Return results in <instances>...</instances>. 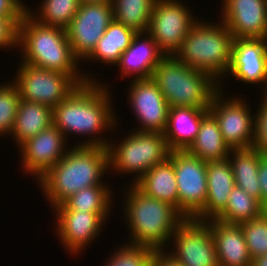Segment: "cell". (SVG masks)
<instances>
[{"label":"cell","mask_w":267,"mask_h":266,"mask_svg":"<svg viewBox=\"0 0 267 266\" xmlns=\"http://www.w3.org/2000/svg\"><path fill=\"white\" fill-rule=\"evenodd\" d=\"M111 88L102 80L88 81L53 108V124L67 141H71L68 139L70 135H76L79 138L81 136L82 142L79 139L75 145L108 146L111 140L104 137V133L108 135L109 131L111 135L116 134L120 125Z\"/></svg>","instance_id":"6da1fadb"},{"label":"cell","mask_w":267,"mask_h":266,"mask_svg":"<svg viewBox=\"0 0 267 266\" xmlns=\"http://www.w3.org/2000/svg\"><path fill=\"white\" fill-rule=\"evenodd\" d=\"M109 173L107 147L71 144L64 157L36 182L53 209L81 189L110 186L104 179Z\"/></svg>","instance_id":"7a4b0ae2"},{"label":"cell","mask_w":267,"mask_h":266,"mask_svg":"<svg viewBox=\"0 0 267 266\" xmlns=\"http://www.w3.org/2000/svg\"><path fill=\"white\" fill-rule=\"evenodd\" d=\"M17 49L21 54L20 62L65 73L79 85L100 81L94 72L85 73L79 67L81 61L73 54L65 29L40 24L28 12L18 25Z\"/></svg>","instance_id":"3957f363"},{"label":"cell","mask_w":267,"mask_h":266,"mask_svg":"<svg viewBox=\"0 0 267 266\" xmlns=\"http://www.w3.org/2000/svg\"><path fill=\"white\" fill-rule=\"evenodd\" d=\"M122 211L130 244L166 250L177 226L185 219L171 204L143 193L135 184H125Z\"/></svg>","instance_id":"277c9868"},{"label":"cell","mask_w":267,"mask_h":266,"mask_svg":"<svg viewBox=\"0 0 267 266\" xmlns=\"http://www.w3.org/2000/svg\"><path fill=\"white\" fill-rule=\"evenodd\" d=\"M233 39L221 20L210 23L202 17L191 27L174 56L190 68L210 74L224 91L223 82L231 64Z\"/></svg>","instance_id":"5b68a950"},{"label":"cell","mask_w":267,"mask_h":266,"mask_svg":"<svg viewBox=\"0 0 267 266\" xmlns=\"http://www.w3.org/2000/svg\"><path fill=\"white\" fill-rule=\"evenodd\" d=\"M152 79L161 90L169 108L209 109L219 82L206 72L190 68L174 55L165 56L155 68Z\"/></svg>","instance_id":"8992f818"},{"label":"cell","mask_w":267,"mask_h":266,"mask_svg":"<svg viewBox=\"0 0 267 266\" xmlns=\"http://www.w3.org/2000/svg\"><path fill=\"white\" fill-rule=\"evenodd\" d=\"M130 130L120 141L110 137L107 149L110 174H133L129 184H135L156 164L166 161L171 150L162 133Z\"/></svg>","instance_id":"52a82bcc"},{"label":"cell","mask_w":267,"mask_h":266,"mask_svg":"<svg viewBox=\"0 0 267 266\" xmlns=\"http://www.w3.org/2000/svg\"><path fill=\"white\" fill-rule=\"evenodd\" d=\"M224 92L227 91L219 90L214 95L208 111L215 117L224 141L231 150L253 147L255 121L252 106L244 95L232 96Z\"/></svg>","instance_id":"ba28073f"},{"label":"cell","mask_w":267,"mask_h":266,"mask_svg":"<svg viewBox=\"0 0 267 266\" xmlns=\"http://www.w3.org/2000/svg\"><path fill=\"white\" fill-rule=\"evenodd\" d=\"M12 82L18 87L20 99L54 108L64 101L79 84L65 73L45 70L19 62Z\"/></svg>","instance_id":"9c48e42d"},{"label":"cell","mask_w":267,"mask_h":266,"mask_svg":"<svg viewBox=\"0 0 267 266\" xmlns=\"http://www.w3.org/2000/svg\"><path fill=\"white\" fill-rule=\"evenodd\" d=\"M189 5L181 0H156L147 33L166 55H174L189 30L198 20Z\"/></svg>","instance_id":"30bf717a"},{"label":"cell","mask_w":267,"mask_h":266,"mask_svg":"<svg viewBox=\"0 0 267 266\" xmlns=\"http://www.w3.org/2000/svg\"><path fill=\"white\" fill-rule=\"evenodd\" d=\"M178 189V212L195 218L207 201L206 162L187 151H171Z\"/></svg>","instance_id":"8fae6325"},{"label":"cell","mask_w":267,"mask_h":266,"mask_svg":"<svg viewBox=\"0 0 267 266\" xmlns=\"http://www.w3.org/2000/svg\"><path fill=\"white\" fill-rule=\"evenodd\" d=\"M170 243L167 252L184 266H218L215 241L206 221L185 218Z\"/></svg>","instance_id":"7c38bea8"},{"label":"cell","mask_w":267,"mask_h":266,"mask_svg":"<svg viewBox=\"0 0 267 266\" xmlns=\"http://www.w3.org/2000/svg\"><path fill=\"white\" fill-rule=\"evenodd\" d=\"M113 21L112 3H82L66 29L73 54L83 63Z\"/></svg>","instance_id":"4fadbf2b"},{"label":"cell","mask_w":267,"mask_h":266,"mask_svg":"<svg viewBox=\"0 0 267 266\" xmlns=\"http://www.w3.org/2000/svg\"><path fill=\"white\" fill-rule=\"evenodd\" d=\"M127 85L126 103L130 105L131 112L135 116V131L164 133L167 126L169 106L152 79L130 80Z\"/></svg>","instance_id":"5bb4252c"},{"label":"cell","mask_w":267,"mask_h":266,"mask_svg":"<svg viewBox=\"0 0 267 266\" xmlns=\"http://www.w3.org/2000/svg\"><path fill=\"white\" fill-rule=\"evenodd\" d=\"M56 217L54 231L60 245L74 257L87 250L94 240L102 235L109 213H90L82 211H52ZM106 223V224H105ZM89 245V246H88Z\"/></svg>","instance_id":"9a60e30c"},{"label":"cell","mask_w":267,"mask_h":266,"mask_svg":"<svg viewBox=\"0 0 267 266\" xmlns=\"http://www.w3.org/2000/svg\"><path fill=\"white\" fill-rule=\"evenodd\" d=\"M63 133L52 124L36 136L28 139L19 146L23 174L31 175L37 181L49 169L56 165L70 149ZM22 165V166H21Z\"/></svg>","instance_id":"2e32d148"},{"label":"cell","mask_w":267,"mask_h":266,"mask_svg":"<svg viewBox=\"0 0 267 266\" xmlns=\"http://www.w3.org/2000/svg\"><path fill=\"white\" fill-rule=\"evenodd\" d=\"M229 76L242 84H258L262 94H267V39L234 38L231 64L225 79L230 80Z\"/></svg>","instance_id":"e0dca14e"},{"label":"cell","mask_w":267,"mask_h":266,"mask_svg":"<svg viewBox=\"0 0 267 266\" xmlns=\"http://www.w3.org/2000/svg\"><path fill=\"white\" fill-rule=\"evenodd\" d=\"M221 1V0H220ZM221 15L234 38L267 39V0H222ZM222 7V8H221Z\"/></svg>","instance_id":"ac0fdd59"},{"label":"cell","mask_w":267,"mask_h":266,"mask_svg":"<svg viewBox=\"0 0 267 266\" xmlns=\"http://www.w3.org/2000/svg\"><path fill=\"white\" fill-rule=\"evenodd\" d=\"M165 56L147 32H138L115 66L122 80L149 79Z\"/></svg>","instance_id":"d6986e66"},{"label":"cell","mask_w":267,"mask_h":266,"mask_svg":"<svg viewBox=\"0 0 267 266\" xmlns=\"http://www.w3.org/2000/svg\"><path fill=\"white\" fill-rule=\"evenodd\" d=\"M207 201L194 218L200 221L215 219L226 207L230 192L235 186L229 159L206 162Z\"/></svg>","instance_id":"ffe728a7"},{"label":"cell","mask_w":267,"mask_h":266,"mask_svg":"<svg viewBox=\"0 0 267 266\" xmlns=\"http://www.w3.org/2000/svg\"><path fill=\"white\" fill-rule=\"evenodd\" d=\"M206 222L215 241L218 266H251L252 259L240 225L223 223L217 219Z\"/></svg>","instance_id":"44dd1931"},{"label":"cell","mask_w":267,"mask_h":266,"mask_svg":"<svg viewBox=\"0 0 267 266\" xmlns=\"http://www.w3.org/2000/svg\"><path fill=\"white\" fill-rule=\"evenodd\" d=\"M208 109L190 107H171L168 110L164 138L171 151H186L194 142L202 118Z\"/></svg>","instance_id":"7402d4cb"},{"label":"cell","mask_w":267,"mask_h":266,"mask_svg":"<svg viewBox=\"0 0 267 266\" xmlns=\"http://www.w3.org/2000/svg\"><path fill=\"white\" fill-rule=\"evenodd\" d=\"M53 124V109L37 102L20 99L14 129L11 133L18 148L23 142L36 136Z\"/></svg>","instance_id":"603a6c76"},{"label":"cell","mask_w":267,"mask_h":266,"mask_svg":"<svg viewBox=\"0 0 267 266\" xmlns=\"http://www.w3.org/2000/svg\"><path fill=\"white\" fill-rule=\"evenodd\" d=\"M135 185L146 195L167 202L178 210V189L172 160L156 164Z\"/></svg>","instance_id":"cb8c5ba5"},{"label":"cell","mask_w":267,"mask_h":266,"mask_svg":"<svg viewBox=\"0 0 267 266\" xmlns=\"http://www.w3.org/2000/svg\"><path fill=\"white\" fill-rule=\"evenodd\" d=\"M136 34L135 30L113 20L98 41L96 48L84 61L113 67L119 62L122 53L130 46Z\"/></svg>","instance_id":"d4e9b609"},{"label":"cell","mask_w":267,"mask_h":266,"mask_svg":"<svg viewBox=\"0 0 267 266\" xmlns=\"http://www.w3.org/2000/svg\"><path fill=\"white\" fill-rule=\"evenodd\" d=\"M186 151L205 162L228 158L231 149L224 141L218 123L210 112L202 118L198 134Z\"/></svg>","instance_id":"484cf974"},{"label":"cell","mask_w":267,"mask_h":266,"mask_svg":"<svg viewBox=\"0 0 267 266\" xmlns=\"http://www.w3.org/2000/svg\"><path fill=\"white\" fill-rule=\"evenodd\" d=\"M261 156L262 154L254 147L233 149L228 156L234 175L235 185L258 199L260 203L261 189L259 185L258 169Z\"/></svg>","instance_id":"4316f807"},{"label":"cell","mask_w":267,"mask_h":266,"mask_svg":"<svg viewBox=\"0 0 267 266\" xmlns=\"http://www.w3.org/2000/svg\"><path fill=\"white\" fill-rule=\"evenodd\" d=\"M114 188L111 186H92L72 194L53 211H82L90 213H112L115 206ZM113 193V194H112Z\"/></svg>","instance_id":"83f0119b"},{"label":"cell","mask_w":267,"mask_h":266,"mask_svg":"<svg viewBox=\"0 0 267 266\" xmlns=\"http://www.w3.org/2000/svg\"><path fill=\"white\" fill-rule=\"evenodd\" d=\"M264 207L258 199L236 185L232 188L225 209L215 218L227 224H241L263 214Z\"/></svg>","instance_id":"f1b7e54d"},{"label":"cell","mask_w":267,"mask_h":266,"mask_svg":"<svg viewBox=\"0 0 267 266\" xmlns=\"http://www.w3.org/2000/svg\"><path fill=\"white\" fill-rule=\"evenodd\" d=\"M37 6L40 7L35 8L36 11L32 9L33 7L27 6V12L34 20L46 26L66 30L77 13L80 2L79 0H41Z\"/></svg>","instance_id":"f546056e"},{"label":"cell","mask_w":267,"mask_h":266,"mask_svg":"<svg viewBox=\"0 0 267 266\" xmlns=\"http://www.w3.org/2000/svg\"><path fill=\"white\" fill-rule=\"evenodd\" d=\"M156 0H112L113 20L138 32H147Z\"/></svg>","instance_id":"4dcf8cb0"},{"label":"cell","mask_w":267,"mask_h":266,"mask_svg":"<svg viewBox=\"0 0 267 266\" xmlns=\"http://www.w3.org/2000/svg\"><path fill=\"white\" fill-rule=\"evenodd\" d=\"M124 242L111 250L104 266H151L155 249Z\"/></svg>","instance_id":"1f68e13d"},{"label":"cell","mask_w":267,"mask_h":266,"mask_svg":"<svg viewBox=\"0 0 267 266\" xmlns=\"http://www.w3.org/2000/svg\"><path fill=\"white\" fill-rule=\"evenodd\" d=\"M10 82L0 83V137H10L16 119V113L20 102L18 87ZM5 135V136H4Z\"/></svg>","instance_id":"d6a6232c"},{"label":"cell","mask_w":267,"mask_h":266,"mask_svg":"<svg viewBox=\"0 0 267 266\" xmlns=\"http://www.w3.org/2000/svg\"><path fill=\"white\" fill-rule=\"evenodd\" d=\"M251 259L267 254V217L264 213L253 220L239 224Z\"/></svg>","instance_id":"836d02e7"},{"label":"cell","mask_w":267,"mask_h":266,"mask_svg":"<svg viewBox=\"0 0 267 266\" xmlns=\"http://www.w3.org/2000/svg\"><path fill=\"white\" fill-rule=\"evenodd\" d=\"M262 95L254 112V142L253 147L262 155H267V94Z\"/></svg>","instance_id":"e575fe53"},{"label":"cell","mask_w":267,"mask_h":266,"mask_svg":"<svg viewBox=\"0 0 267 266\" xmlns=\"http://www.w3.org/2000/svg\"><path fill=\"white\" fill-rule=\"evenodd\" d=\"M22 20H10L0 16V49L6 52L17 50L18 25ZM7 48V49H6ZM15 48V49H14Z\"/></svg>","instance_id":"d590c367"},{"label":"cell","mask_w":267,"mask_h":266,"mask_svg":"<svg viewBox=\"0 0 267 266\" xmlns=\"http://www.w3.org/2000/svg\"><path fill=\"white\" fill-rule=\"evenodd\" d=\"M27 6L23 0H0V16L10 20H22L27 13Z\"/></svg>","instance_id":"8d00e7d4"},{"label":"cell","mask_w":267,"mask_h":266,"mask_svg":"<svg viewBox=\"0 0 267 266\" xmlns=\"http://www.w3.org/2000/svg\"><path fill=\"white\" fill-rule=\"evenodd\" d=\"M258 178L261 189V204L264 207L267 204V155L260 157Z\"/></svg>","instance_id":"74e56055"},{"label":"cell","mask_w":267,"mask_h":266,"mask_svg":"<svg viewBox=\"0 0 267 266\" xmlns=\"http://www.w3.org/2000/svg\"><path fill=\"white\" fill-rule=\"evenodd\" d=\"M151 266H184L171 256L167 250H156Z\"/></svg>","instance_id":"f35d334b"},{"label":"cell","mask_w":267,"mask_h":266,"mask_svg":"<svg viewBox=\"0 0 267 266\" xmlns=\"http://www.w3.org/2000/svg\"><path fill=\"white\" fill-rule=\"evenodd\" d=\"M251 266H267V254L252 259Z\"/></svg>","instance_id":"ab89813d"},{"label":"cell","mask_w":267,"mask_h":266,"mask_svg":"<svg viewBox=\"0 0 267 266\" xmlns=\"http://www.w3.org/2000/svg\"><path fill=\"white\" fill-rule=\"evenodd\" d=\"M82 3H112V0H79Z\"/></svg>","instance_id":"60d3db41"},{"label":"cell","mask_w":267,"mask_h":266,"mask_svg":"<svg viewBox=\"0 0 267 266\" xmlns=\"http://www.w3.org/2000/svg\"><path fill=\"white\" fill-rule=\"evenodd\" d=\"M263 213L267 217V204L264 206Z\"/></svg>","instance_id":"b9f144b4"}]
</instances>
